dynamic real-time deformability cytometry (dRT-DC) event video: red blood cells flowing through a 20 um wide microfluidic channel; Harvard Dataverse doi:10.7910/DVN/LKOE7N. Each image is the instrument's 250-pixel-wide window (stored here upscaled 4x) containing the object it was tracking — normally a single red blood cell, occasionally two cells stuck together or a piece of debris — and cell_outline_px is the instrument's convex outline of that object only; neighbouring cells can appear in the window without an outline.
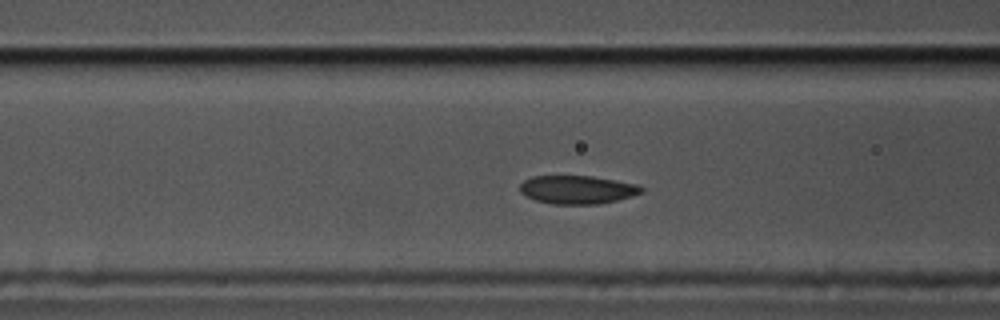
{"species": "common noctule bat (a hibernating species)", "species_latin": "Nyctalus noctula", "temperature_condition": "cold", "stored_images_in_passage": 36, "camera_frame_rate_fps": 3000, "um_per_image_px": 0.085, "animal": {"sex": "male", "body_mass_g": 17.5, "forearm_length_mm": 52.3}, "frame": {"image": 1, "passage_image": 9, "time_ms": 2.667, "image_size_px": [1000, 320], "cell_outline_px": [[644, 192], [632, 196], [600, 204], [552, 204], [536, 200], [520, 192], [520, 184], [524, 180], [532, 176], [592, 176], [636, 184], [644, 188]], "centroid_in_image_um": [49.08, 16.12], "position_along_channel_um": 117.5, "area_um2": 20.0}}
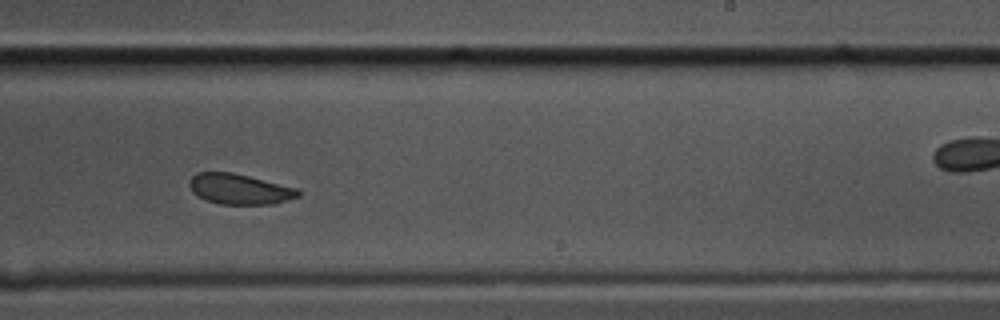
{"frame": {"image": 2, "passage_image": 22, "time_ms": 7.0, "image_size_px": [1000, 320], "cell_outline_px": [[300, 196], [276, 204], [220, 204], [196, 196], [192, 192], [188, 184], [188, 180], [196, 172], [232, 172], [296, 188], [300, 192]], "centroid_in_image_um": [20.32, 16.07], "position_along_channel_um": 268.7, "area_um2": 19.31}}
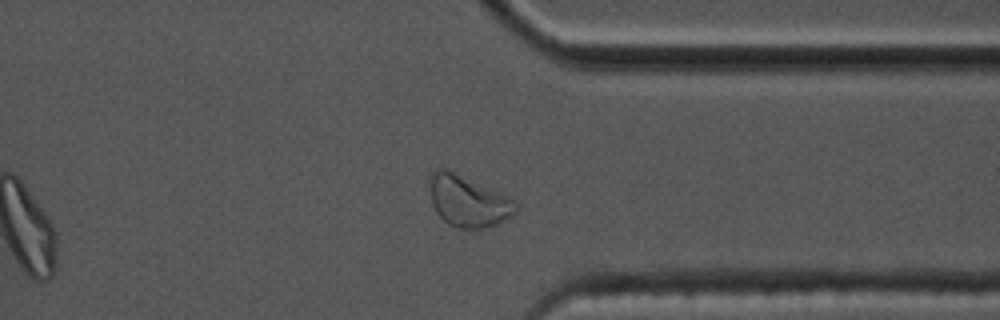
{"frame": {"image": 3, "passage_image": 31, "time_ms": 10.0, "image_size_px": [1000, 320], "cell_outline_px": [[516, 212], [496, 224], [480, 228], [456, 228], [448, 224], [436, 212], [432, 204], [432, 172], [436, 168], [444, 168], [500, 192], [516, 200]], "centroid_in_image_um": [39.8, 17.11], "position_along_channel_um": 371.6, "area_um2": 25.03}, "authors_computed_cell_mechanics": {"area_um2": 20.4323, "velocity_mm_per_s": 3.4978, "shape_relaxation_time_tau1_ms": 3.3148, "shape_relaxation_time_tau2_ms": 5.3255, "deformation_change_tau1": 0.0683, "deformation_change_tau2": 0.0547}}